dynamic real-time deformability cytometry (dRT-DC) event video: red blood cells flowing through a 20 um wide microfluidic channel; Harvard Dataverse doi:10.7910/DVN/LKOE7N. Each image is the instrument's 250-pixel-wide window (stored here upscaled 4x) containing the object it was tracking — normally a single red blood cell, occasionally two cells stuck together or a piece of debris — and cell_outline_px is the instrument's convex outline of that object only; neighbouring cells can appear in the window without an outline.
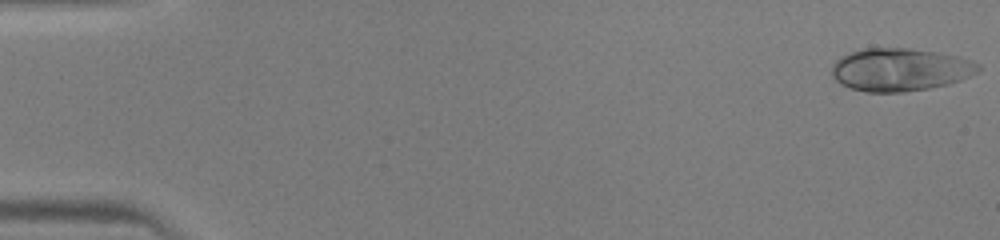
{"species": "human", "species_latin": "Homo sapiens", "temperature_condition": "warm", "stored_images_in_passage": 46, "camera_frame_rate_fps": 3000, "um_per_image_px": 0.085, "donor": {"sex": "male"}, "frame": {"image": 1, "passage_image": 1, "time_ms": 0.0, "image_size_px": [1000, 240], "cell_outline_px": [[980, 68], [976, 72], [960, 80], [948, 84], [928, 88], [904, 92], [868, 92], [852, 88], [840, 84], [832, 76], [832, 64], [840, 56], [848, 52], [860, 48], [908, 48], [940, 52], [956, 56], [980, 64]], "centroid_in_image_um": [76.46, 5.9], "position_along_channel_um": 8.5, "area_um2": 36.59}}
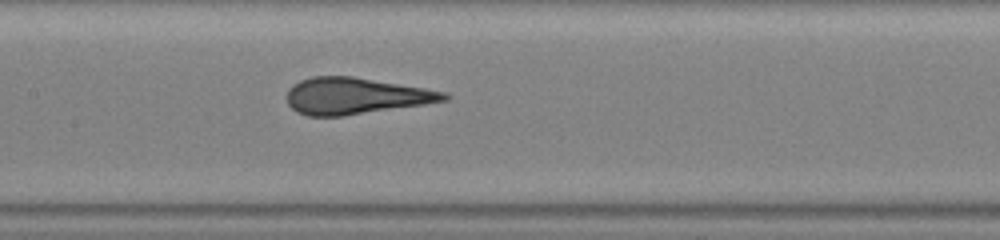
{"frame": {"image": 2, "passage_image": 23, "time_ms": 7.333, "image_size_px": [1000, 240], "cell_outline_px": [[452, 96], [448, 100], [424, 104], [344, 116], [308, 116], [296, 112], [288, 104], [288, 88], [292, 84], [300, 80], [312, 76], [352, 76], [424, 88], [444, 92]], "centroid_in_image_um": [30.19, 8.15], "position_along_channel_um": 177.2, "area_um2": 33.35}}
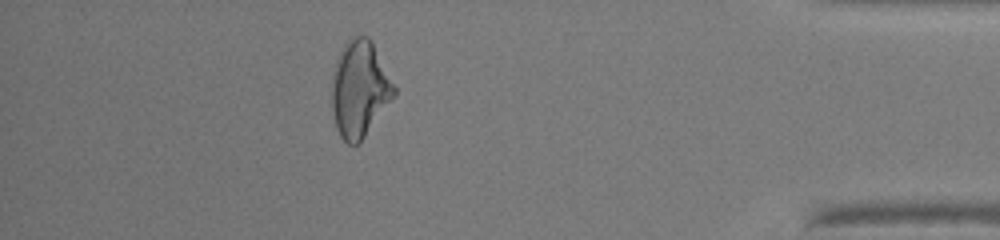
{"frame": {"image": 3, "passage_image": 41, "time_ms": 13.333, "image_size_px": [1000, 240], "cell_outline_px": [[396, 92], [360, 144], [348, 144], [340, 136], [336, 128], [332, 108], [332, 76], [336, 60], [344, 44], [348, 40], [356, 36], [368, 36], [372, 40], [396, 88]], "centroid_in_image_um": [30.56, 7.57], "position_along_channel_um": 404.6, "area_um2": 34.8}}